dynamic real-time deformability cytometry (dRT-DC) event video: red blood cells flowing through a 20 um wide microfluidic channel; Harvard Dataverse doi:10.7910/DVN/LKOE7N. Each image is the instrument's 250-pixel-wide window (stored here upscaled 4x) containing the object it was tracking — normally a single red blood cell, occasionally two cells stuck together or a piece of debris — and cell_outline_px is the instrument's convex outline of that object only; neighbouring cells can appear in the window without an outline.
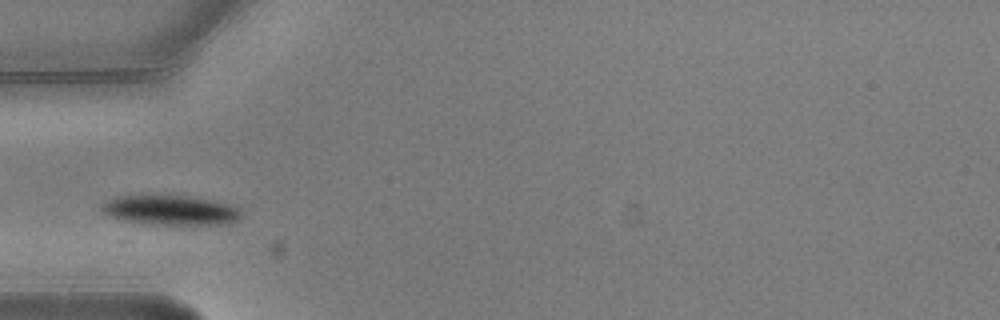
{"species": "common noctule bat (a hibernating species)", "species_latin": "Nyctalus noctula", "temperature_condition": "warm", "stored_images_in_passage": 5, "camera_frame_rate_fps": 3000, "um_per_image_px": 0.085, "animal": {"sex": "male", "body_mass_g": 20.5, "forearm_length_mm": 52.5}, "frame": {"image": 1, "passage_image": 3, "time_ms": 0.667, "image_size_px": [1000, 320], "cell_outline_px": [[244, 212], [236, 220], [228, 224], [144, 224], [124, 220], [108, 216], [100, 208], [100, 204], [116, 196], [188, 196], [228, 204], [240, 208]], "centroid_in_image_um": [14.47, 17.87], "position_along_channel_um": 70.5, "area_um2": 23.99}}
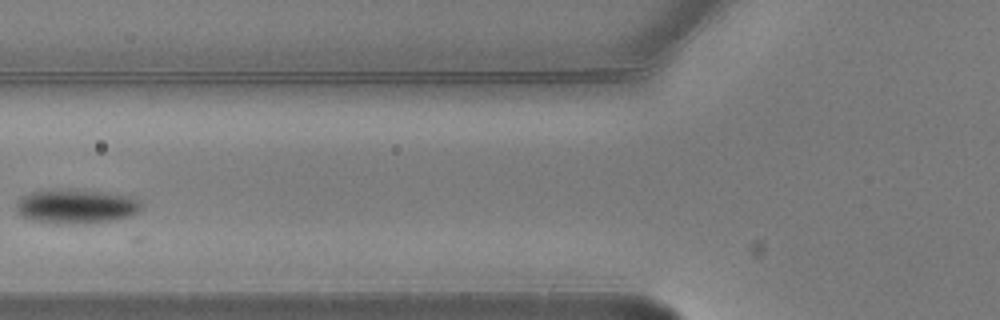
{"frame": {"image": 2, "passage_image": 4, "time_ms": 1.0, "image_size_px": [1000, 320], "cell_outline_px": [[144, 208], [132, 216], [116, 220], [56, 224], [32, 220], [20, 216], [16, 212], [16, 200], [20, 196], [32, 192], [48, 188], [72, 188], [104, 192], [132, 196], [140, 200]], "centroid_in_image_um": [6.45, 17.51], "position_along_channel_um": 119.3, "area_um2": 25.78}}